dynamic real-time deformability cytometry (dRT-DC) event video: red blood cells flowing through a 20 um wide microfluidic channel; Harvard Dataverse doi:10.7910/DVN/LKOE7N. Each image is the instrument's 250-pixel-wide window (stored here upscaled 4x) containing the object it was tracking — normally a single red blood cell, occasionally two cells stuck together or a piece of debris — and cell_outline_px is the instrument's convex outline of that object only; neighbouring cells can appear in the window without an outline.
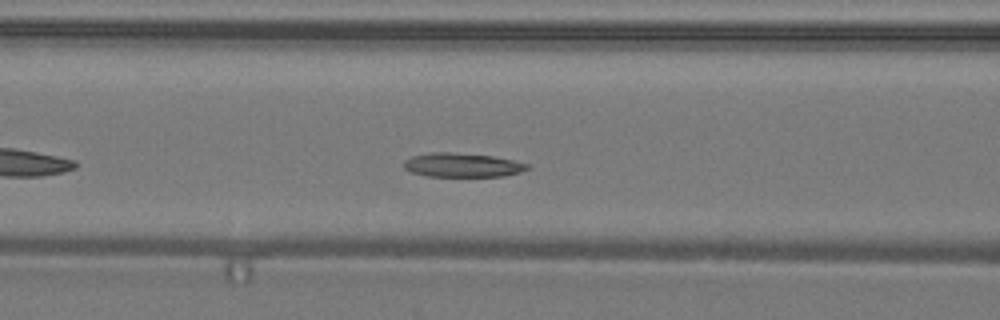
{"species": "common noctule bat (a hibernating species)", "species_latin": "Nyctalus noctula", "temperature_condition": "warm", "stored_images_in_passage": 27, "camera_frame_rate_fps": 3000, "um_per_image_px": 0.085, "animal": {"sex": "male", "body_mass_g": 19.2, "forearm_length_mm": 51.8}, "frame": {"image": 1, "passage_image": 9, "time_ms": 2.667, "image_size_px": [1000, 320], "cell_outline_px": [[528, 168], [520, 172], [504, 176], [428, 176], [412, 172], [404, 168], [404, 160], [412, 156], [432, 152], [452, 152], [492, 156], [512, 160], [528, 164]], "centroid_in_image_um": [39.27, 14.02], "position_along_channel_um": 127.3, "area_um2": 17.11}}
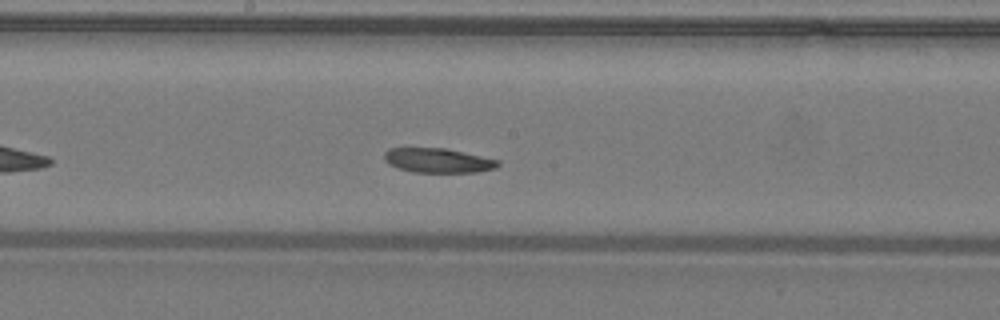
{"frame": {"image": 2, "passage_image": 15, "time_ms": 4.667, "image_size_px": [1000, 320], "cell_outline_px": [[500, 164], [496, 168], [476, 172], [412, 172], [396, 168], [388, 164], [384, 160], [384, 152], [388, 148], [444, 148], [500, 160]], "centroid_in_image_um": [37.19, 13.64], "position_along_channel_um": 211.0, "area_um2": 16.3}}
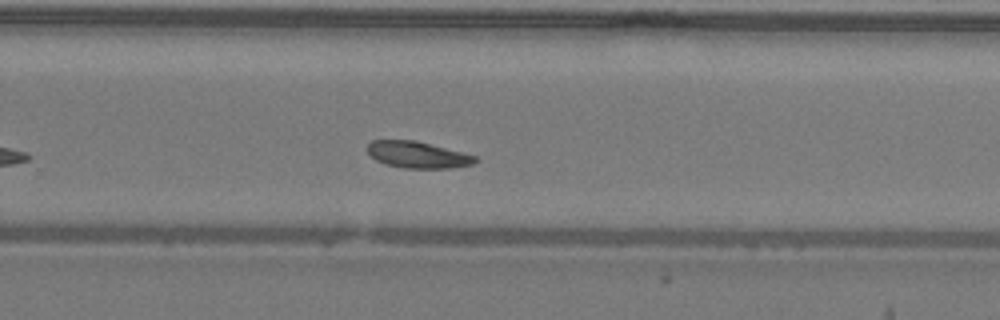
{"frame": {"image": 3, "passage_image": 21, "time_ms": 6.667, "image_size_px": [1000, 320], "cell_outline_px": [[480, 160], [472, 164], [452, 168], [404, 168], [384, 164], [376, 160], [368, 152], [368, 144], [372, 140], [416, 140], [476, 156]], "centroid_in_image_um": [35.51, 13.16], "position_along_channel_um": 294.3, "area_um2": 16.65}, "authors_computed_cell_mechanics": {"area_um2": 17.34, "velocity_mm_per_s": 4.1843, "shape_relaxation_time_tau1_ms": 3.7647, "shape_relaxation_time_tau2_ms": 4.379, "deformation_change_tau1": 0.0734, "deformation_change_tau2": 0.0941}}